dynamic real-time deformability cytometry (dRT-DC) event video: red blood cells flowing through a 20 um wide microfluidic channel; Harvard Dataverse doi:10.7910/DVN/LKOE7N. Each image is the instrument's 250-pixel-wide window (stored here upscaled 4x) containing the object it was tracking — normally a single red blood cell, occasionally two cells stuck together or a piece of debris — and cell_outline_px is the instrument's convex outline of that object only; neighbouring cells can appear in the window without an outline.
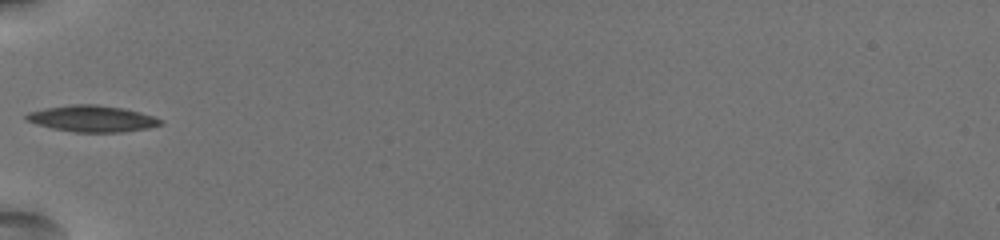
{"species": "common noctule bat (a hibernating species)", "species_latin": "Nyctalus noctula", "temperature_condition": "warm", "stored_images_in_passage": 37, "camera_frame_rate_fps": 3000, "um_per_image_px": 0.085, "animal": {"sex": "female", "body_mass_g": 19.5, "forearm_length_mm": 54.1}, "frame": {"image": 1, "passage_image": 1, "time_ms": 0.0, "image_size_px": [1000, 240], "cell_outline_px": [[164, 124], [148, 128], [124, 132], [76, 132], [52, 128], [36, 124], [24, 120], [24, 116], [28, 112], [44, 108], [68, 104], [96, 104], [124, 108], [140, 112], [164, 120]], "centroid_in_image_um": [7.83, 10.08], "position_along_channel_um": 77.2, "area_um2": 20.87}}
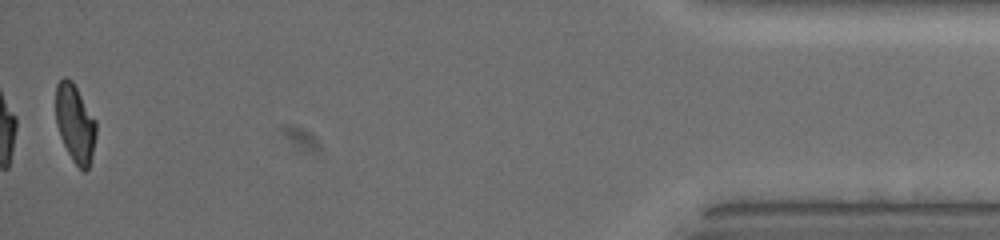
{"frame": {"image": 2, "passage_image": 37, "time_ms": 12.0, "image_size_px": [1000, 240], "cell_outline_px": [[96, 136], [92, 156], [88, 168], [84, 172], [72, 160], [60, 136], [56, 124], [56, 84], [64, 76], [68, 76], [72, 80], [96, 120]], "centroid_in_image_um": [6.38, 10.46], "position_along_channel_um": 428.8, "area_um2": 18.38}, "authors_computed_cell_mechanics": {"area_um2": 19.8254, "velocity_mm_per_s": 3.5576, "shape_relaxation_time_tau1_ms": 4.0447, "shape_relaxation_time_tau2_ms": 1.4502, "deformation_change_tau1": 0.1941, "deformation_change_tau2": 0.0698}}